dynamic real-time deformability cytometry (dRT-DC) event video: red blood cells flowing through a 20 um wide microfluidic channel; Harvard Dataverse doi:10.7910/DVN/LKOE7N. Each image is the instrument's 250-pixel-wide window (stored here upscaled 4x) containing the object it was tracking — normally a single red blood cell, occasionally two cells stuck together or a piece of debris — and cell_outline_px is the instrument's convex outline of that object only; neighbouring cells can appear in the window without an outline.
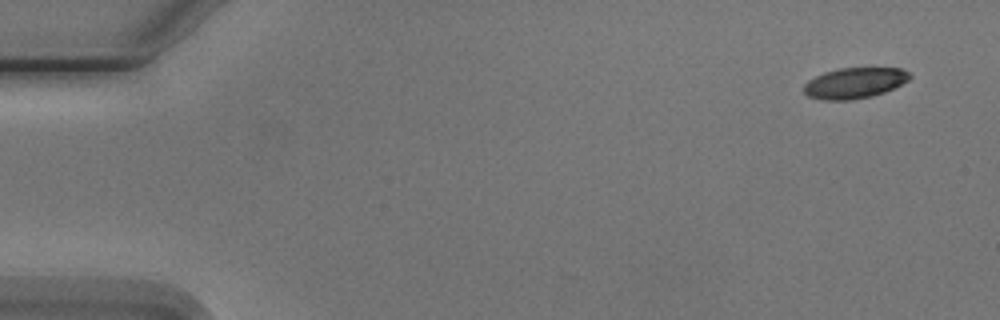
{"species": "Egyptian fruit bat (a non-hibernating species)", "species_latin": "Rousettus aegyptiacus", "temperature_condition": "cold", "stored_images_in_passage": 5, "camera_frame_rate_fps": 3000, "um_per_image_px": 0.085, "animal": {"sex": "male"}, "frame": {"image": 1, "passage_image": 1, "time_ms": 0.0, "image_size_px": [1000, 320], "cell_outline_px": [[912, 76], [908, 80], [884, 92], [872, 96], [852, 100], [824, 100], [808, 96], [804, 92], [804, 84], [808, 80], [824, 72], [840, 68], [900, 68], [908, 72]], "centroid_in_image_um": [72.62, 7.06], "position_along_channel_um": 12.4, "area_um2": 18.84}}